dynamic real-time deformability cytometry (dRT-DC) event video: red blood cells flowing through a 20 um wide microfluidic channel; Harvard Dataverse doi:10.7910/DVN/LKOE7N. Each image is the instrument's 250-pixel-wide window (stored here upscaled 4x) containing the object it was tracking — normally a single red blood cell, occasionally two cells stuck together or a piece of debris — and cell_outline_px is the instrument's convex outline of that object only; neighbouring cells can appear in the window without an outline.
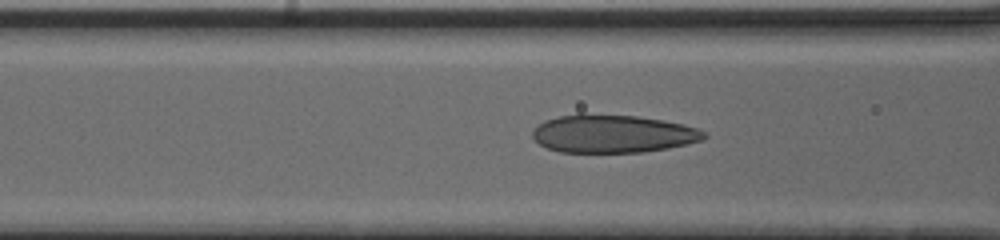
{"species": "human", "species_latin": "Homo sapiens", "temperature_condition": "cold", "stored_images_in_passage": 44, "camera_frame_rate_fps": 3000, "um_per_image_px": 0.085, "donor": {"sex": "male"}, "frame": {"image": 1, "passage_image": 19, "time_ms": 6.0, "image_size_px": [1000, 240], "cell_outline_px": [[708, 136], [700, 140], [668, 148], [644, 152], [560, 152], [548, 148], [540, 144], [532, 136], [532, 132], [544, 120], [560, 116], [580, 112], [636, 116], [684, 124], [696, 128], [704, 132]], "centroid_in_image_um": [52.06, 11.35], "position_along_channel_um": 114.5, "area_um2": 37.97}}
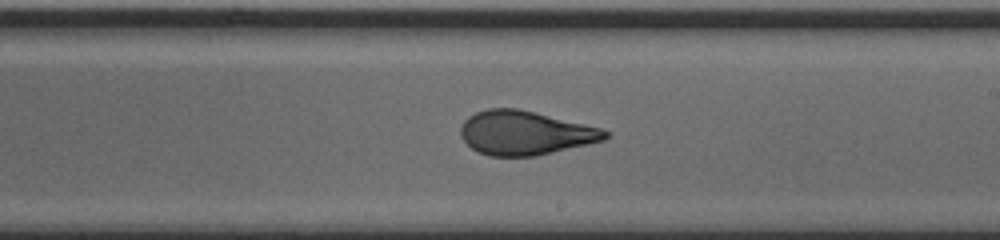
{"frame": {"image": 2, "passage_image": 29, "time_ms": 9.333, "image_size_px": [1000, 240], "cell_outline_px": [[608, 136], [604, 140], [588, 144], [536, 156], [488, 156], [472, 148], [460, 136], [460, 128], [464, 120], [468, 116], [476, 112], [488, 108], [516, 108], [604, 128], [608, 132]], "centroid_in_image_um": [44.63, 11.29], "position_along_channel_um": 244.4, "area_um2": 36.99}}
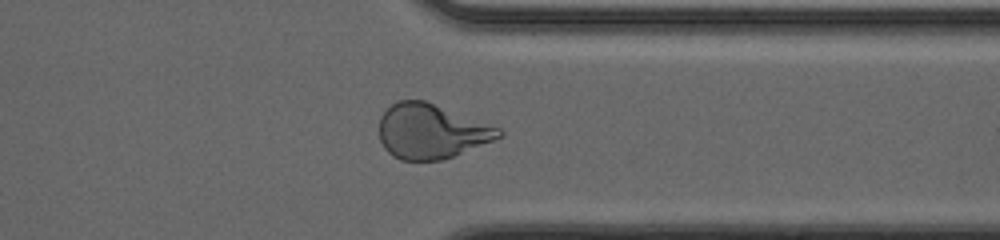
{"frame": {"image": 3, "passage_image": 39, "time_ms": 12.667, "image_size_px": [1000, 240], "cell_outline_px": [[504, 136], [452, 156], [440, 160], [400, 160], [392, 156], [384, 148], [380, 140], [380, 116], [392, 104], [400, 100], [424, 100], [500, 128], [504, 132]], "centroid_in_image_um": [36.64, 11.17], "position_along_channel_um": 374.8, "area_um2": 37.74}}